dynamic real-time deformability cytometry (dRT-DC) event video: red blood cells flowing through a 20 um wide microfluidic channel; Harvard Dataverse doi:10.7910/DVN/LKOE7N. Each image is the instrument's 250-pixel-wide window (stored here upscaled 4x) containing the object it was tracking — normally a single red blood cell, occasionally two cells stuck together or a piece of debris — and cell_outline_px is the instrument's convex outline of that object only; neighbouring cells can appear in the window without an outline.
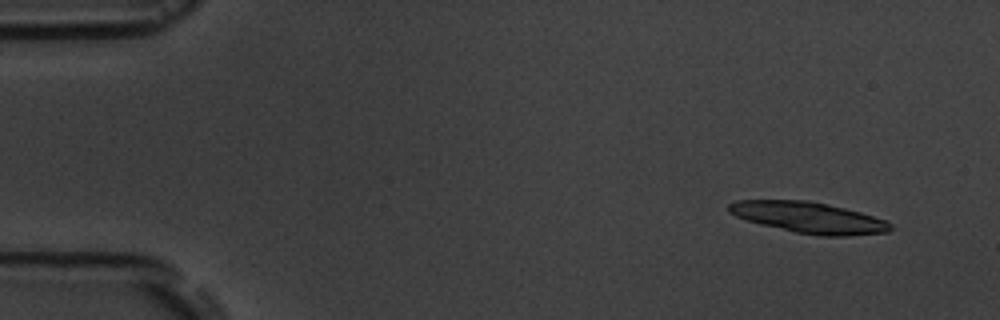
{"species": "common noctule bat (a hibernating species)", "species_latin": "Nyctalus noctula", "temperature_condition": "room temperature", "stored_images_in_passage": 5, "camera_frame_rate_fps": 3000, "um_per_image_px": 0.085, "animal": {"sex": "male", "body_mass_g": 19.5, "forearm_length_mm": 54.6}, "frame": {"image": 1, "passage_image": 1, "time_ms": 0.0, "image_size_px": [1000, 320], "cell_outline_px": [[892, 228], [888, 232], [844, 236], [820, 236], [796, 232], [760, 224], [736, 216], [728, 212], [728, 204], [736, 200], [804, 200], [844, 208], [860, 212], [888, 220], [892, 224]], "centroid_in_image_um": [68.76, 18.49], "position_along_channel_um": 16.2, "area_um2": 29.07}}
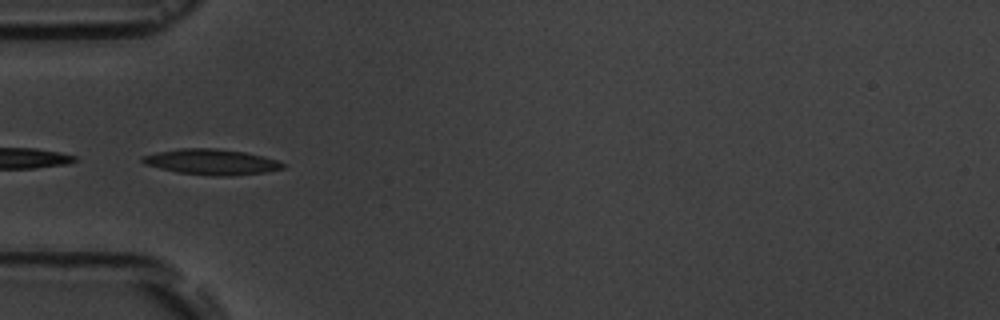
{"frame": {"image": 2, "passage_image": 4, "time_ms": 4.667, "image_size_px": [1000, 320], "cell_outline_px": [[284, 168], [268, 172], [232, 176], [212, 176], [176, 172], [144, 164], [140, 160], [140, 156], [156, 152], [180, 148], [216, 148], [244, 152], [264, 156], [276, 160], [284, 164]], "centroid_in_image_um": [17.95, 13.76], "position_along_channel_um": 67.0, "area_um2": 21.15}}
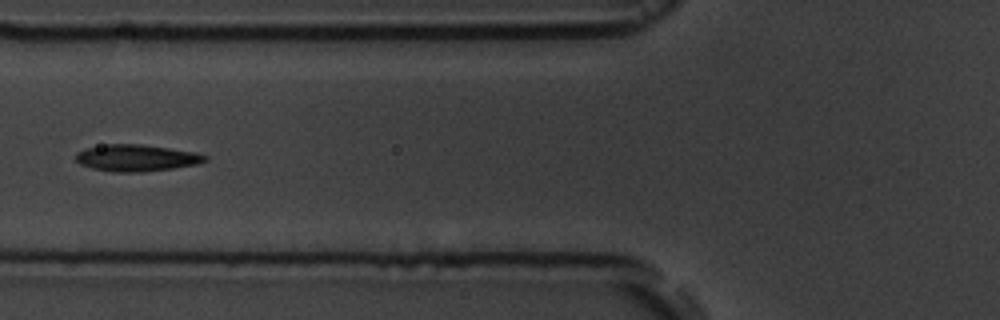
{"frame": {"image": 3, "passage_image": 5, "time_ms": 6.0, "image_size_px": [1000, 320], "cell_outline_px": [[208, 160], [196, 164], [172, 168], [144, 172], [112, 172], [92, 168], [80, 164], [76, 160], [76, 152], [84, 148], [108, 144], [140, 144], [196, 152], [208, 156]], "centroid_in_image_um": [11.58, 13.42], "position_along_channel_um": 114.2, "area_um2": 20.11}}